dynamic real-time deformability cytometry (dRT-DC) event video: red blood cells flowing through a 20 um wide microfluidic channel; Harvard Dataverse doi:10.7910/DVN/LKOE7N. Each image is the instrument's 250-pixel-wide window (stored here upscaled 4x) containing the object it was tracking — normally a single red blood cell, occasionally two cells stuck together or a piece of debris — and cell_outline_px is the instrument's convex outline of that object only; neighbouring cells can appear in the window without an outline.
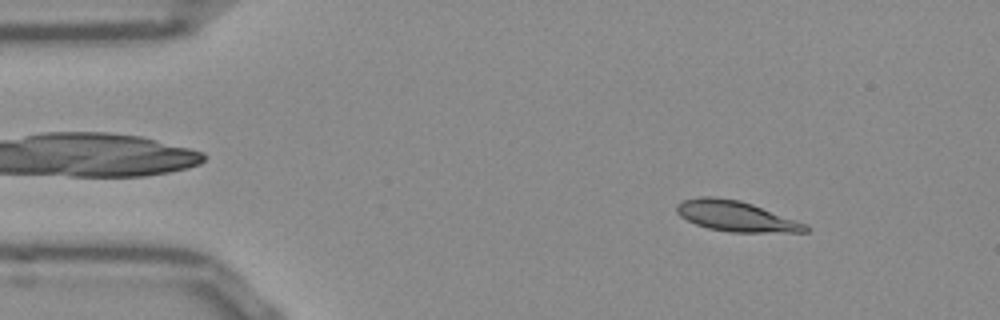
{"species": "Egyptian fruit bat (a non-hibernating species)", "species_latin": "Rousettus aegyptiacus", "temperature_condition": "room temperature", "stored_images_in_passage": 52, "camera_frame_rate_fps": 3000, "um_per_image_px": 0.085, "frame": {"image": 1, "passage_image": 6, "time_ms": 1.667, "image_size_px": [1000, 320], "cell_outline_px": [[812, 228], [808, 232], [728, 232], [708, 228], [696, 224], [680, 216], [676, 212], [676, 204], [684, 200], [700, 196], [712, 196], [740, 200], [752, 204], [808, 224]], "centroid_in_image_um": [62.58, 18.38], "position_along_channel_um": 22.4, "area_um2": 22.95}}
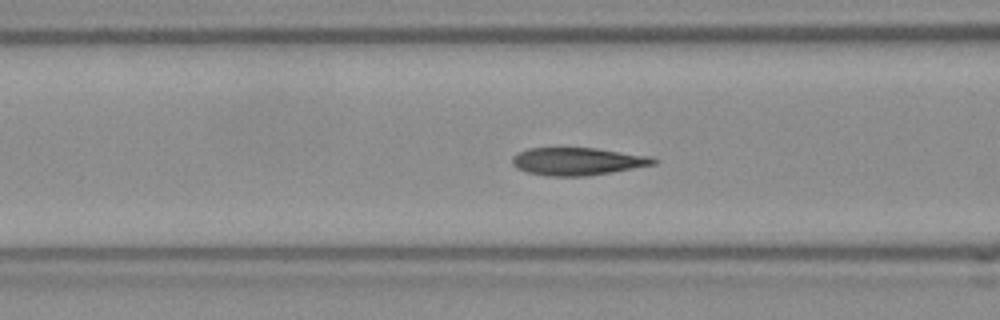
{"frame": {"image": 2, "passage_image": 19, "time_ms": 6.0, "image_size_px": [1000, 320], "cell_outline_px": [[660, 160], [656, 164], [612, 172], [588, 176], [548, 176], [528, 172], [516, 168], [512, 164], [512, 156], [528, 148], [596, 148], [652, 156]], "centroid_in_image_um": [49.13, 13.71], "position_along_channel_um": 117.5, "area_um2": 22.89}}
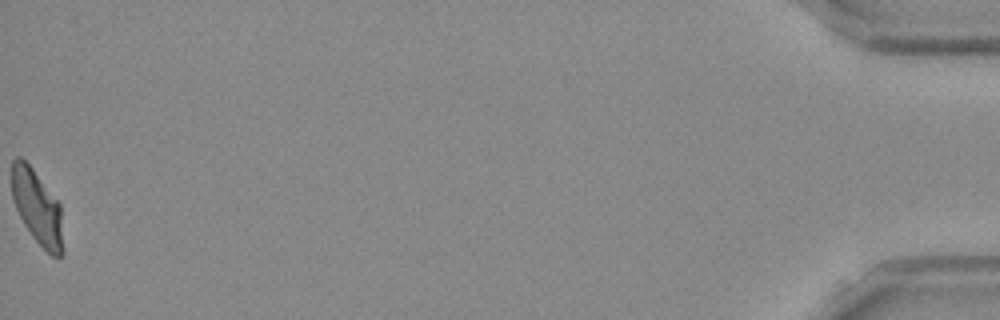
{"frame": {"image": 3, "passage_image": 52, "time_ms": 17.0, "image_size_px": [1000, 320], "cell_outline_px": [[64, 252], [60, 256], [52, 256], [32, 236], [24, 224], [16, 208], [12, 196], [12, 160], [16, 156], [20, 156], [32, 168], [60, 204], [64, 248]], "centroid_in_image_um": [3.17, 17.63], "position_along_channel_um": 432.0, "area_um2": 22.02}, "authors_computed_cell_mechanics": {"area_um2": 22.831, "velocity_mm_per_s": 3.818, "shape_relaxation_time_tau1_ms": 4.0225, "shape_relaxation_time_tau2_ms": 1.182, "deformation_change_tau1": 0.1713, "deformation_change_tau2": 0.0692}}